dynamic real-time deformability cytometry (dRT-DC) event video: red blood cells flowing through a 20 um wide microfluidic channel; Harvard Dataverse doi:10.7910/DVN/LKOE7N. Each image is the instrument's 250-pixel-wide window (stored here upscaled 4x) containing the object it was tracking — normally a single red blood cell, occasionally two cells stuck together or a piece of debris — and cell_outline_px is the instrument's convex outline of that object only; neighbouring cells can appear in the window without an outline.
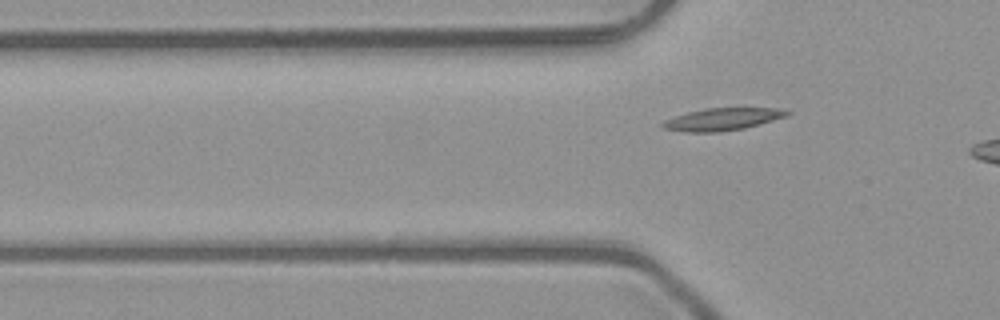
{"species": "common noctule bat (a hibernating species)", "species_latin": "Nyctalus noctula", "temperature_condition": "room temperature", "stored_images_in_passage": 3, "camera_frame_rate_fps": 3000, "um_per_image_px": 0.085, "animal": {"sex": "male", "body_mass_g": 23.1, "forearm_length_mm": 52.7}, "frame": {"image": 1, "passage_image": 3, "time_ms": 0.667, "image_size_px": [1000, 320], "cell_outline_px": [[792, 112], [788, 116], [760, 124], [744, 128], [720, 132], [684, 132], [664, 128], [660, 124], [664, 120], [688, 112], [704, 108], [780, 108]], "centroid_in_image_um": [61.43, 10.13], "position_along_channel_um": 64.4, "area_um2": 16.24}}